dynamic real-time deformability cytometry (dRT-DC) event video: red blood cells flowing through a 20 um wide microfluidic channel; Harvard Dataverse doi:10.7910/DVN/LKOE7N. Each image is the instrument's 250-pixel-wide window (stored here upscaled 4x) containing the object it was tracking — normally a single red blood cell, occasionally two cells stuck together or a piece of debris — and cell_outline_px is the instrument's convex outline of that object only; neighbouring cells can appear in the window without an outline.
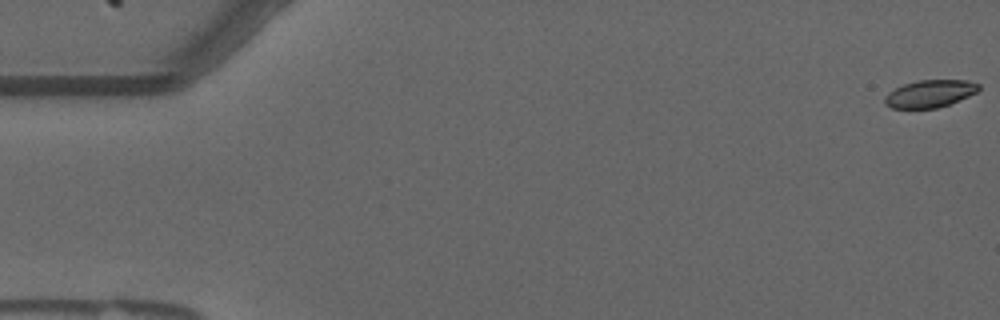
{"species": "common noctule bat (a hibernating species)", "species_latin": "Nyctalus noctula", "temperature_condition": "warm", "stored_images_in_passage": 57, "camera_frame_rate_fps": 3000, "um_per_image_px": 0.085, "animal": {"sex": "male", "forearm_length_mm": 52.5}, "frame": {"image": 1, "passage_image": 1, "time_ms": 0.0, "image_size_px": [1000, 320], "cell_outline_px": [[980, 88], [976, 92], [968, 96], [948, 104], [936, 108], [892, 108], [884, 104], [884, 96], [888, 92], [904, 84], [920, 80], [968, 80], [980, 84]], "centroid_in_image_um": [79.02, 7.95], "position_along_channel_um": 6.0, "area_um2": 14.91}}
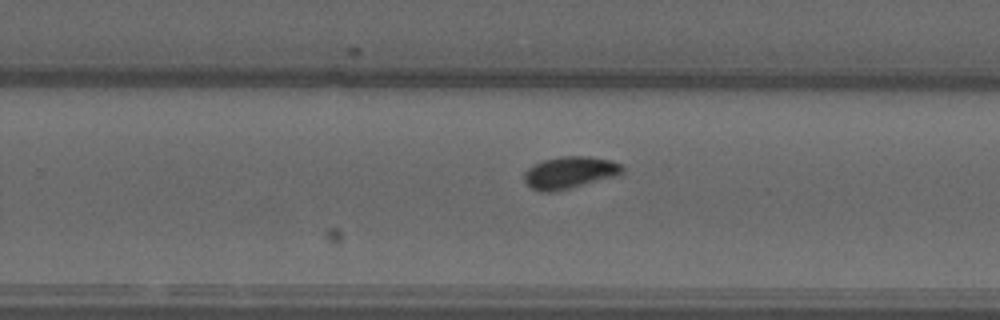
{"frame": {"image": 2, "passage_image": 36, "time_ms": 11.667, "image_size_px": [1000, 320], "cell_outline_px": [[624, 172], [620, 176], [556, 192], [540, 192], [532, 188], [524, 180], [524, 172], [532, 164], [544, 160], [560, 156], [588, 156], [612, 160], [620, 164], [624, 168]], "centroid_in_image_um": [48.46, 14.68], "position_along_channel_um": 281.3, "area_um2": 18.79}}
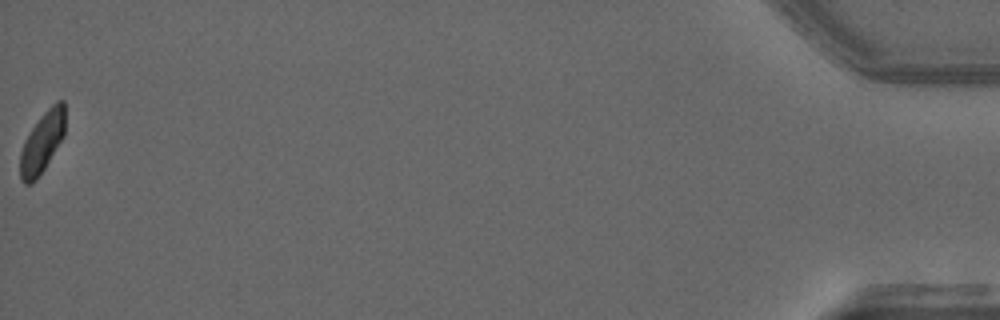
{"frame": {"image": 3, "passage_image": 57, "time_ms": 18.667, "image_size_px": [1000, 320], "cell_outline_px": [[64, 136], [44, 168], [36, 180], [32, 184], [24, 184], [20, 180], [20, 152], [24, 140], [40, 116], [56, 100], [64, 100]], "centroid_in_image_um": [3.56, 12.11], "position_along_channel_um": 431.6, "area_um2": 15.9}, "authors_computed_cell_mechanics": {"area_um2": 16.9932, "velocity_mm_per_s": 3.6514, "shape_relaxation_time_tau1_ms": 3.2327, "shape_relaxation_time_tau2_ms": 1.8658, "deformation_change_tau1": 0.1085, "deformation_change_tau2": 0.0586}}